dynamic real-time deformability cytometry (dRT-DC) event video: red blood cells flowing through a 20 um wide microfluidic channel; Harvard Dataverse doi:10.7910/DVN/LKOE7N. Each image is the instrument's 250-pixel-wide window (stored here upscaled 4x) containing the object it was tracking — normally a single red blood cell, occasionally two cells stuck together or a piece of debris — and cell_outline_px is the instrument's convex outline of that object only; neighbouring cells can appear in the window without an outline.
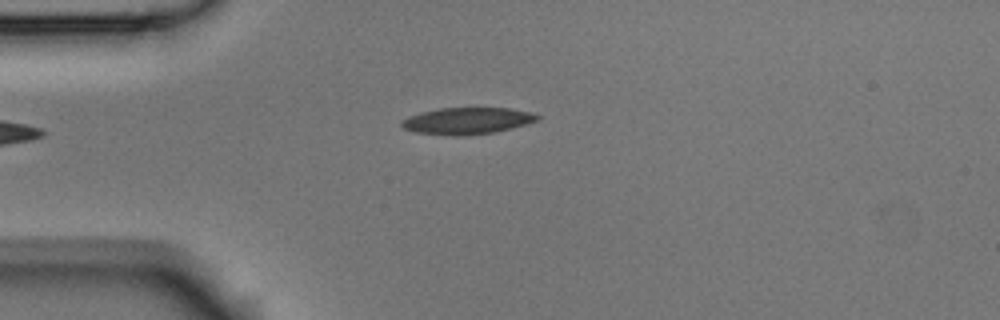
{"species": "Egyptian fruit bat (a non-hibernating species)", "species_latin": "Rousettus aegyptiacus", "temperature_condition": "room temperature", "stored_images_in_passage": 3, "camera_frame_rate_fps": 3000, "um_per_image_px": 0.085, "animal": {"sex": "male"}, "frame": {"image": 1, "passage_image": 3, "time_ms": 0.667, "image_size_px": [1000, 320], "cell_outline_px": [[540, 120], [528, 124], [496, 132], [464, 136], [452, 136], [416, 132], [404, 128], [400, 124], [400, 120], [408, 116], [440, 108], [508, 108], [532, 112], [540, 116]], "centroid_in_image_um": [39.75, 10.28], "position_along_channel_um": 45.3, "area_um2": 21.27}}